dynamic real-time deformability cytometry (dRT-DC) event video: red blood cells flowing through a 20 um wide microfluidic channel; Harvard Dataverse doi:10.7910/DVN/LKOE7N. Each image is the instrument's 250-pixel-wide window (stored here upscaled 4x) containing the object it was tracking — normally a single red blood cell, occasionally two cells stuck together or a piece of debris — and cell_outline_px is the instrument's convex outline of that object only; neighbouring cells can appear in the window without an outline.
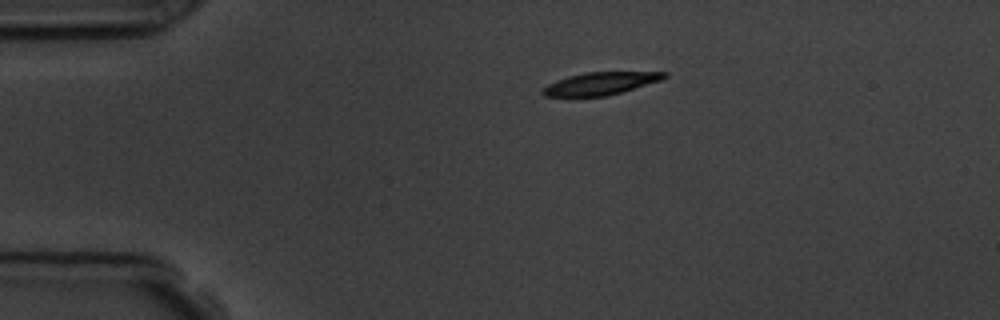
{"species": "common noctule bat (a hibernating species)", "species_latin": "Nyctalus noctula", "temperature_condition": "room temperature", "stored_images_in_passage": 4, "camera_frame_rate_fps": 3000, "um_per_image_px": 0.085, "animal": {"sex": "male", "body_mass_g": 19.5, "forearm_length_mm": 54.6}, "frame": {"image": 1, "passage_image": 1, "time_ms": 0.0, "image_size_px": [1000, 320], "cell_outline_px": [[668, 76], [660, 80], [608, 96], [544, 96], [540, 92], [548, 84], [556, 80], [568, 76], [588, 72], [668, 72]], "centroid_in_image_um": [51.02, 7.09], "position_along_channel_um": 34.0, "area_um2": 15.78}}
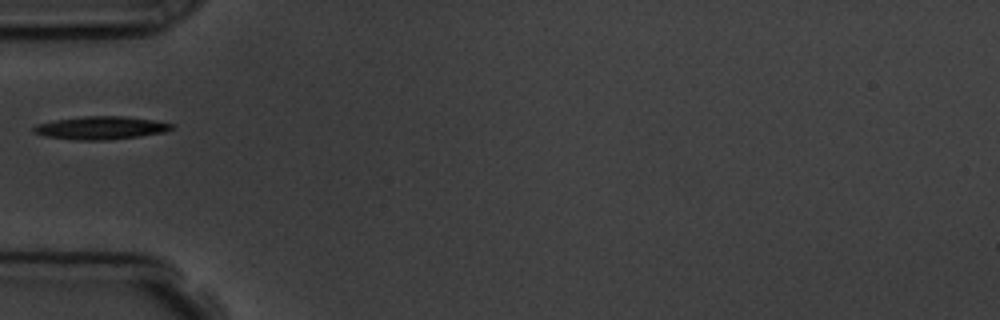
{"frame": {"image": 2, "passage_image": 3, "time_ms": 2.333, "image_size_px": [1000, 320], "cell_outline_px": [[176, 128], [164, 132], [140, 136], [104, 140], [76, 140], [44, 136], [32, 132], [32, 128], [36, 124], [56, 120], [84, 116], [124, 116], [156, 120], [176, 124]], "centroid_in_image_um": [8.61, 10.86], "position_along_channel_um": 76.4, "area_um2": 18.67}}